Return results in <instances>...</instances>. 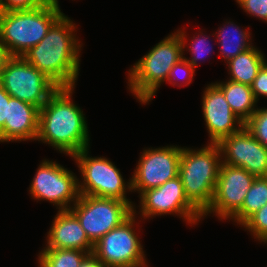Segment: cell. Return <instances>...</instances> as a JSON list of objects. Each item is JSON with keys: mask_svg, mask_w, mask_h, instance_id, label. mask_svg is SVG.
Listing matches in <instances>:
<instances>
[{"mask_svg": "<svg viewBox=\"0 0 267 267\" xmlns=\"http://www.w3.org/2000/svg\"><path fill=\"white\" fill-rule=\"evenodd\" d=\"M75 29V23L63 14L46 36L22 56L58 87H75L79 76L82 43Z\"/></svg>", "mask_w": 267, "mask_h": 267, "instance_id": "1", "label": "cell"}, {"mask_svg": "<svg viewBox=\"0 0 267 267\" xmlns=\"http://www.w3.org/2000/svg\"><path fill=\"white\" fill-rule=\"evenodd\" d=\"M75 87H59L39 111L36 141L70 157L89 147V131L82 109L72 98Z\"/></svg>", "mask_w": 267, "mask_h": 267, "instance_id": "2", "label": "cell"}, {"mask_svg": "<svg viewBox=\"0 0 267 267\" xmlns=\"http://www.w3.org/2000/svg\"><path fill=\"white\" fill-rule=\"evenodd\" d=\"M186 39V32L178 29L152 47L130 68L128 88L140 103H149L162 82L167 81L170 70L183 58L188 48Z\"/></svg>", "mask_w": 267, "mask_h": 267, "instance_id": "3", "label": "cell"}, {"mask_svg": "<svg viewBox=\"0 0 267 267\" xmlns=\"http://www.w3.org/2000/svg\"><path fill=\"white\" fill-rule=\"evenodd\" d=\"M57 2L30 10L0 11V39L9 56H23L63 15Z\"/></svg>", "mask_w": 267, "mask_h": 267, "instance_id": "4", "label": "cell"}, {"mask_svg": "<svg viewBox=\"0 0 267 267\" xmlns=\"http://www.w3.org/2000/svg\"><path fill=\"white\" fill-rule=\"evenodd\" d=\"M221 163L217 143L197 150L182 148L178 176L186 197L201 213L211 205Z\"/></svg>", "mask_w": 267, "mask_h": 267, "instance_id": "5", "label": "cell"}, {"mask_svg": "<svg viewBox=\"0 0 267 267\" xmlns=\"http://www.w3.org/2000/svg\"><path fill=\"white\" fill-rule=\"evenodd\" d=\"M89 148L82 149L71 157L76 160L82 182L78 179L80 195H91L102 198H114L126 201L133 208L135 205L126 197V192L132 191L131 180L127 183L118 169L106 157H90Z\"/></svg>", "mask_w": 267, "mask_h": 267, "instance_id": "6", "label": "cell"}, {"mask_svg": "<svg viewBox=\"0 0 267 267\" xmlns=\"http://www.w3.org/2000/svg\"><path fill=\"white\" fill-rule=\"evenodd\" d=\"M0 84L11 97L39 109L59 88L22 56H10L7 59L0 70Z\"/></svg>", "mask_w": 267, "mask_h": 267, "instance_id": "7", "label": "cell"}, {"mask_svg": "<svg viewBox=\"0 0 267 267\" xmlns=\"http://www.w3.org/2000/svg\"><path fill=\"white\" fill-rule=\"evenodd\" d=\"M69 210L93 244L133 214V207L126 201L91 195H79Z\"/></svg>", "mask_w": 267, "mask_h": 267, "instance_id": "8", "label": "cell"}, {"mask_svg": "<svg viewBox=\"0 0 267 267\" xmlns=\"http://www.w3.org/2000/svg\"><path fill=\"white\" fill-rule=\"evenodd\" d=\"M136 210L120 226L101 237L92 254L105 267H148L140 238L136 234Z\"/></svg>", "mask_w": 267, "mask_h": 267, "instance_id": "9", "label": "cell"}, {"mask_svg": "<svg viewBox=\"0 0 267 267\" xmlns=\"http://www.w3.org/2000/svg\"><path fill=\"white\" fill-rule=\"evenodd\" d=\"M29 192L35 200H46L58 211L69 210L79 197L77 176L56 161L42 160L30 184Z\"/></svg>", "mask_w": 267, "mask_h": 267, "instance_id": "10", "label": "cell"}, {"mask_svg": "<svg viewBox=\"0 0 267 267\" xmlns=\"http://www.w3.org/2000/svg\"><path fill=\"white\" fill-rule=\"evenodd\" d=\"M139 196V207H141L139 213L144 219L156 215L175 214L193 225L203 218L202 213L186 197L179 176L159 187L148 189Z\"/></svg>", "mask_w": 267, "mask_h": 267, "instance_id": "11", "label": "cell"}, {"mask_svg": "<svg viewBox=\"0 0 267 267\" xmlns=\"http://www.w3.org/2000/svg\"><path fill=\"white\" fill-rule=\"evenodd\" d=\"M182 147L166 146L146 148L143 150L138 164L131 177L132 191L139 195L151 188L163 185L174 179L179 173Z\"/></svg>", "mask_w": 267, "mask_h": 267, "instance_id": "12", "label": "cell"}, {"mask_svg": "<svg viewBox=\"0 0 267 267\" xmlns=\"http://www.w3.org/2000/svg\"><path fill=\"white\" fill-rule=\"evenodd\" d=\"M254 179L242 167L221 163L211 205L202 216L213 213L221 220L230 219L242 207Z\"/></svg>", "mask_w": 267, "mask_h": 267, "instance_id": "13", "label": "cell"}, {"mask_svg": "<svg viewBox=\"0 0 267 267\" xmlns=\"http://www.w3.org/2000/svg\"><path fill=\"white\" fill-rule=\"evenodd\" d=\"M217 145L222 163L242 167L255 177L267 176V147L256 140L245 126L222 138Z\"/></svg>", "mask_w": 267, "mask_h": 267, "instance_id": "14", "label": "cell"}, {"mask_svg": "<svg viewBox=\"0 0 267 267\" xmlns=\"http://www.w3.org/2000/svg\"><path fill=\"white\" fill-rule=\"evenodd\" d=\"M202 110L210 143L238 132L244 123L232 112L223 92L214 84L207 85L202 96Z\"/></svg>", "mask_w": 267, "mask_h": 267, "instance_id": "15", "label": "cell"}, {"mask_svg": "<svg viewBox=\"0 0 267 267\" xmlns=\"http://www.w3.org/2000/svg\"><path fill=\"white\" fill-rule=\"evenodd\" d=\"M40 109L27 102L10 97L7 118L0 131V142L36 140Z\"/></svg>", "mask_w": 267, "mask_h": 267, "instance_id": "16", "label": "cell"}, {"mask_svg": "<svg viewBox=\"0 0 267 267\" xmlns=\"http://www.w3.org/2000/svg\"><path fill=\"white\" fill-rule=\"evenodd\" d=\"M94 244L89 240L77 217L70 210H60L55 215L44 248L93 251Z\"/></svg>", "mask_w": 267, "mask_h": 267, "instance_id": "17", "label": "cell"}, {"mask_svg": "<svg viewBox=\"0 0 267 267\" xmlns=\"http://www.w3.org/2000/svg\"><path fill=\"white\" fill-rule=\"evenodd\" d=\"M224 94L225 99L232 112L245 123L257 110V100L253 94L251 86L233 82L228 80L226 82L214 83Z\"/></svg>", "mask_w": 267, "mask_h": 267, "instance_id": "18", "label": "cell"}, {"mask_svg": "<svg viewBox=\"0 0 267 267\" xmlns=\"http://www.w3.org/2000/svg\"><path fill=\"white\" fill-rule=\"evenodd\" d=\"M266 62L264 53L255 46L251 47L226 63L230 74L229 80L251 86Z\"/></svg>", "mask_w": 267, "mask_h": 267, "instance_id": "19", "label": "cell"}, {"mask_svg": "<svg viewBox=\"0 0 267 267\" xmlns=\"http://www.w3.org/2000/svg\"><path fill=\"white\" fill-rule=\"evenodd\" d=\"M223 27L214 33L217 37V42L220 45V56L228 62L232 58L236 57L238 54L245 52L250 49L253 43H251L250 32L241 29L233 22H225ZM225 25V26H224Z\"/></svg>", "mask_w": 267, "mask_h": 267, "instance_id": "20", "label": "cell"}, {"mask_svg": "<svg viewBox=\"0 0 267 267\" xmlns=\"http://www.w3.org/2000/svg\"><path fill=\"white\" fill-rule=\"evenodd\" d=\"M267 204V176L255 177L242 207L230 218L242 225L252 214Z\"/></svg>", "mask_w": 267, "mask_h": 267, "instance_id": "21", "label": "cell"}, {"mask_svg": "<svg viewBox=\"0 0 267 267\" xmlns=\"http://www.w3.org/2000/svg\"><path fill=\"white\" fill-rule=\"evenodd\" d=\"M88 254L81 250L43 248L38 255V267H79Z\"/></svg>", "mask_w": 267, "mask_h": 267, "instance_id": "22", "label": "cell"}, {"mask_svg": "<svg viewBox=\"0 0 267 267\" xmlns=\"http://www.w3.org/2000/svg\"><path fill=\"white\" fill-rule=\"evenodd\" d=\"M255 239L267 243V204L252 214L243 224Z\"/></svg>", "mask_w": 267, "mask_h": 267, "instance_id": "23", "label": "cell"}, {"mask_svg": "<svg viewBox=\"0 0 267 267\" xmlns=\"http://www.w3.org/2000/svg\"><path fill=\"white\" fill-rule=\"evenodd\" d=\"M245 128L264 147H267V108H258L244 123Z\"/></svg>", "mask_w": 267, "mask_h": 267, "instance_id": "24", "label": "cell"}, {"mask_svg": "<svg viewBox=\"0 0 267 267\" xmlns=\"http://www.w3.org/2000/svg\"><path fill=\"white\" fill-rule=\"evenodd\" d=\"M204 35V36H203ZM209 37H206L203 32L200 31V34L193 37L190 46H188V50L191 52V59L185 58L186 61L195 69L198 66V60H204L205 54H209L211 52L212 46L209 47V41H207ZM204 54V55H203Z\"/></svg>", "mask_w": 267, "mask_h": 267, "instance_id": "25", "label": "cell"}, {"mask_svg": "<svg viewBox=\"0 0 267 267\" xmlns=\"http://www.w3.org/2000/svg\"><path fill=\"white\" fill-rule=\"evenodd\" d=\"M194 72H195V69L183 57L181 60H179L172 67V69L170 70L167 81L170 82V84H172L173 86H175V85L178 87L187 86L192 82L193 76L195 75ZM179 74H181L183 77ZM178 75H179V77H178ZM176 76H177V78H176ZM180 77L184 78L183 80L186 79V82L185 81L183 82L184 85H181V83H178L180 81V79H178V78H180Z\"/></svg>", "mask_w": 267, "mask_h": 267, "instance_id": "26", "label": "cell"}, {"mask_svg": "<svg viewBox=\"0 0 267 267\" xmlns=\"http://www.w3.org/2000/svg\"><path fill=\"white\" fill-rule=\"evenodd\" d=\"M236 2L250 16L267 22V0H236Z\"/></svg>", "mask_w": 267, "mask_h": 267, "instance_id": "27", "label": "cell"}, {"mask_svg": "<svg viewBox=\"0 0 267 267\" xmlns=\"http://www.w3.org/2000/svg\"><path fill=\"white\" fill-rule=\"evenodd\" d=\"M46 2L47 0H4L0 4V11L30 10L38 8Z\"/></svg>", "mask_w": 267, "mask_h": 267, "instance_id": "28", "label": "cell"}, {"mask_svg": "<svg viewBox=\"0 0 267 267\" xmlns=\"http://www.w3.org/2000/svg\"><path fill=\"white\" fill-rule=\"evenodd\" d=\"M251 89L257 101L259 97H267V62L258 71L256 78L251 85Z\"/></svg>", "mask_w": 267, "mask_h": 267, "instance_id": "29", "label": "cell"}, {"mask_svg": "<svg viewBox=\"0 0 267 267\" xmlns=\"http://www.w3.org/2000/svg\"><path fill=\"white\" fill-rule=\"evenodd\" d=\"M10 95L0 84V131L4 128L5 119L7 118L8 102Z\"/></svg>", "mask_w": 267, "mask_h": 267, "instance_id": "30", "label": "cell"}, {"mask_svg": "<svg viewBox=\"0 0 267 267\" xmlns=\"http://www.w3.org/2000/svg\"><path fill=\"white\" fill-rule=\"evenodd\" d=\"M79 267H105L92 253L88 254Z\"/></svg>", "mask_w": 267, "mask_h": 267, "instance_id": "31", "label": "cell"}, {"mask_svg": "<svg viewBox=\"0 0 267 267\" xmlns=\"http://www.w3.org/2000/svg\"><path fill=\"white\" fill-rule=\"evenodd\" d=\"M9 57L10 56L5 48V45L0 39V70L2 69V67L4 66L5 62Z\"/></svg>", "mask_w": 267, "mask_h": 267, "instance_id": "32", "label": "cell"}, {"mask_svg": "<svg viewBox=\"0 0 267 267\" xmlns=\"http://www.w3.org/2000/svg\"><path fill=\"white\" fill-rule=\"evenodd\" d=\"M47 1L59 3L58 0H47Z\"/></svg>", "mask_w": 267, "mask_h": 267, "instance_id": "33", "label": "cell"}]
</instances>
